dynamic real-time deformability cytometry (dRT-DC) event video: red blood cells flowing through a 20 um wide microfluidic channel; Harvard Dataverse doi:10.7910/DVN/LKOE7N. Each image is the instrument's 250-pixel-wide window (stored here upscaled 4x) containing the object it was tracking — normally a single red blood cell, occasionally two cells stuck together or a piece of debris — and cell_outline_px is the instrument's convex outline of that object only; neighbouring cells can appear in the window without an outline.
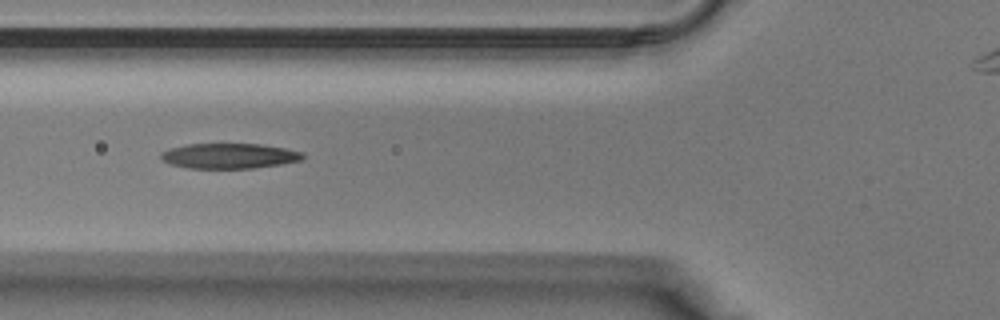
{"species": "Egyptian fruit bat (a non-hibernating species)", "species_latin": "Rousettus aegyptiacus", "temperature_condition": "warm", "stored_images_in_passage": 29, "camera_frame_rate_fps": 3000, "um_per_image_px": 0.085, "animal": {"sex": "male"}, "frame": {"image": 1, "passage_image": 4, "time_ms": 1.0, "image_size_px": [1000, 320], "cell_outline_px": [[304, 156], [300, 160], [280, 164], [252, 168], [188, 168], [172, 164], [164, 160], [160, 156], [160, 152], [172, 148], [188, 144], [260, 144], [284, 148], [304, 152]], "centroid_in_image_um": [19.49, 13.25], "position_along_channel_um": 106.3, "area_um2": 20.58}}
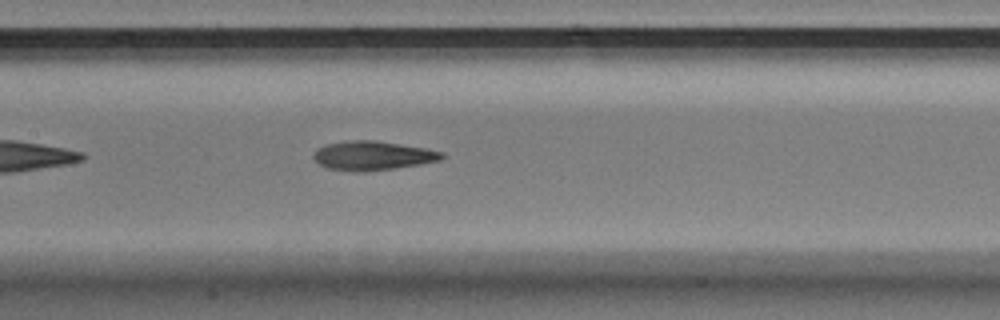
{"frame": {"image": 2, "passage_image": 8, "time_ms": 2.333, "image_size_px": [1000, 320], "cell_outline_px": [[444, 156], [440, 160], [420, 164], [364, 172], [356, 172], [328, 168], [320, 164], [312, 156], [316, 148], [324, 144], [352, 140], [376, 140], [428, 148], [444, 152]], "centroid_in_image_um": [31.67, 13.21], "position_along_channel_um": 175.7, "area_um2": 21.85}}
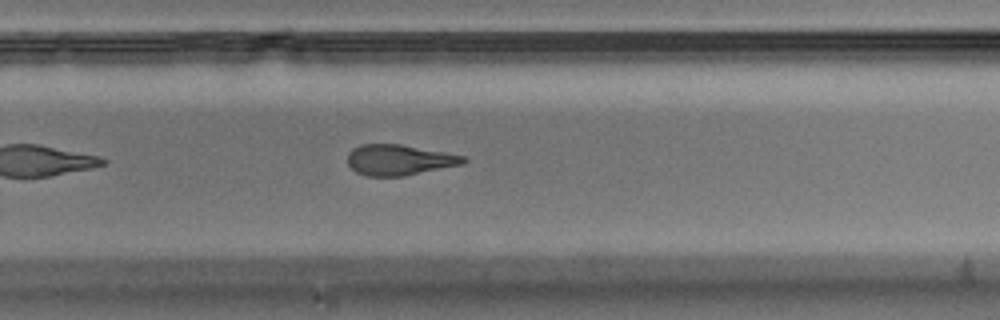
{"frame": {"image": 3, "passage_image": 15, "time_ms": 4.667, "image_size_px": [1000, 320], "cell_outline_px": [[468, 160], [464, 164], [404, 176], [368, 176], [356, 172], [348, 164], [348, 152], [352, 148], [360, 144], [400, 144], [444, 152], [464, 156]], "centroid_in_image_um": [33.92, 13.59], "position_along_channel_um": 295.9, "area_um2": 20.69}}